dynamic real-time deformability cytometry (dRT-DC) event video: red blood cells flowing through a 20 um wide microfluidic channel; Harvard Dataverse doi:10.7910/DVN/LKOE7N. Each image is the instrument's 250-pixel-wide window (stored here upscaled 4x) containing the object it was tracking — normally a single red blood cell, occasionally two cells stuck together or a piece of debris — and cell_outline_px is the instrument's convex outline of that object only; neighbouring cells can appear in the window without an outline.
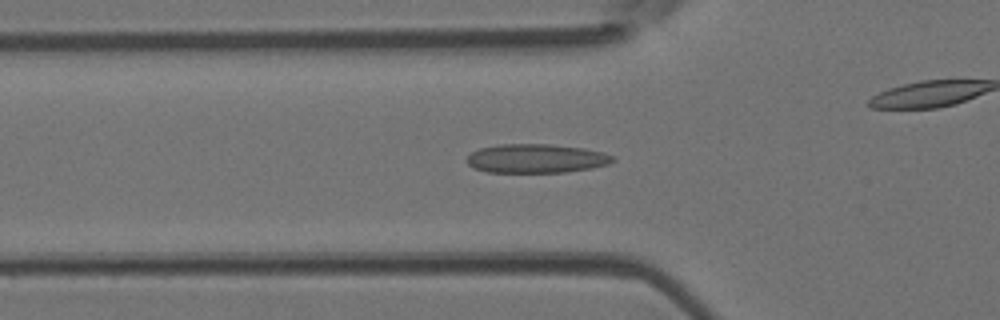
{"species": "Egyptian fruit bat (a non-hibernating species)", "species_latin": "Rousettus aegyptiacus", "temperature_condition": "room temperature", "stored_images_in_passage": 51, "camera_frame_rate_fps": 3000, "um_per_image_px": 0.085, "animal": {"sex": "female"}, "frame": {"image": 1, "passage_image": 17, "time_ms": 5.333, "image_size_px": [1000, 320], "cell_outline_px": [[616, 160], [608, 164], [592, 168], [564, 172], [488, 172], [476, 168], [468, 164], [464, 160], [472, 152], [480, 148], [496, 144], [548, 144], [584, 148], [604, 152], [616, 156]], "centroid_in_image_um": [45.6, 13.46], "position_along_channel_um": 80.2, "area_um2": 24.74}}
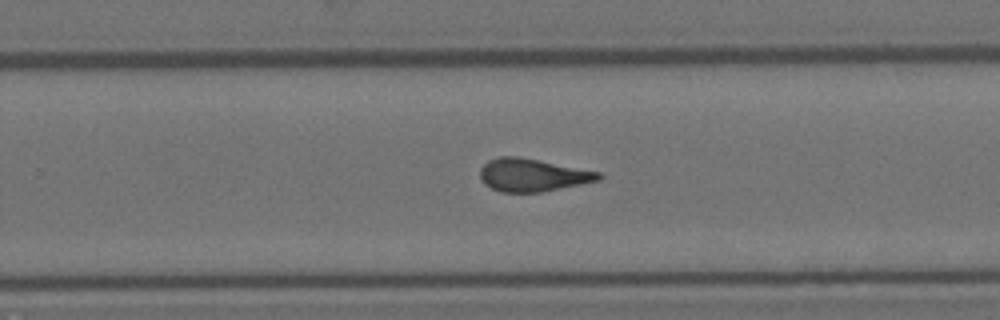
{"frame": {"image": 2, "passage_image": 32, "time_ms": 10.333, "image_size_px": [1000, 320], "cell_outline_px": [[604, 176], [600, 180], [540, 192], [500, 192], [484, 184], [480, 180], [480, 168], [488, 160], [500, 156], [516, 156], [600, 172]], "centroid_in_image_um": [45.23, 14.88], "position_along_channel_um": 284.6, "area_um2": 22.48}}
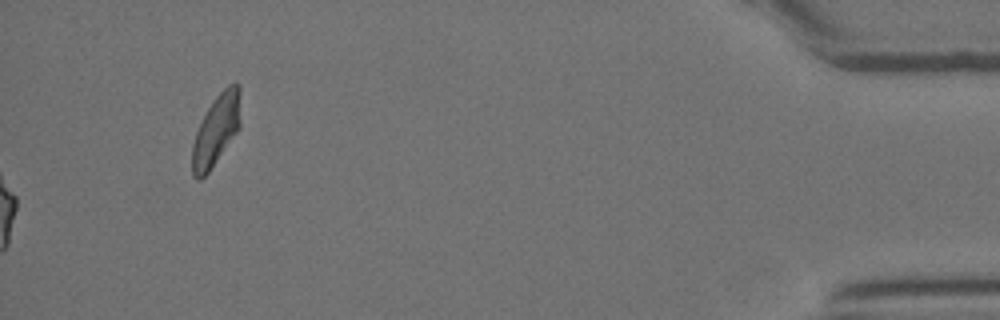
{"frame": {"image": 3, "passage_image": 51, "time_ms": 16.667, "image_size_px": [1000, 320], "cell_outline_px": [[240, 124], [236, 132], [208, 172], [200, 180], [196, 180], [192, 176], [192, 144], [196, 132], [208, 108], [216, 96], [228, 84], [240, 84]], "centroid_in_image_um": [18.36, 11.06], "position_along_channel_um": 416.8, "area_um2": 19.59}, "authors_computed_cell_mechanics": {"area_um2": 22.9466, "velocity_mm_per_s": 4.0649, "shape_relaxation_time_tau1_ms": 8.752, "shape_relaxation_time_tau2_ms": 1.7199, "deformation_change_tau1": 0.2304, "deformation_change_tau2": 0.0951}}